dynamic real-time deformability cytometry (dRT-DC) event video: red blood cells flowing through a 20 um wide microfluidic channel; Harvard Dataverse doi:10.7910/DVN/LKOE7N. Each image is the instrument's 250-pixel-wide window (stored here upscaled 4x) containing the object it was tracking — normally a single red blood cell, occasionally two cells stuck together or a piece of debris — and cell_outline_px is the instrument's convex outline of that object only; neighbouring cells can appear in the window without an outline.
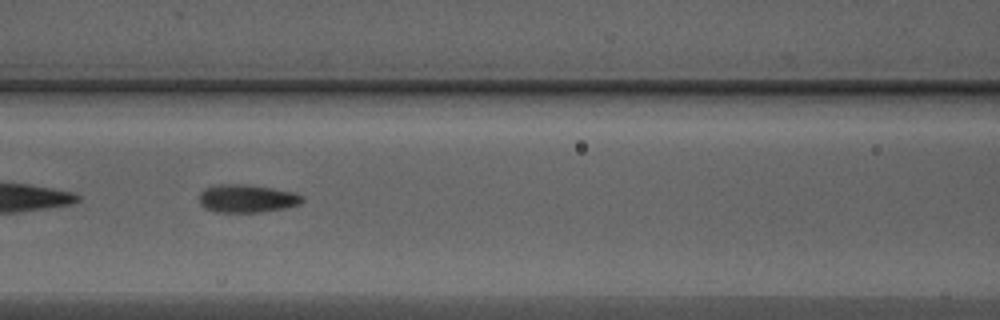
{"species": "Egyptian fruit bat (a non-hibernating species)", "species_latin": "Rousettus aegyptiacus", "temperature_condition": "warm", "stored_images_in_passage": 48, "segment_of_instrument_passage": [2, 2], "camera_frame_rate_fps": 3000, "um_per_image_px": 0.085, "animal": {"sex": "male"}, "frame": {"image": 1, "passage_image": 19, "time_ms": 6.0, "image_size_px": [1000, 320], "cell_outline_px": [[304, 200], [300, 204], [284, 208], [260, 212], [216, 212], [204, 208], [200, 204], [200, 192], [204, 188], [220, 184], [244, 184], [272, 188], [292, 192], [304, 196]], "centroid_in_image_um": [20.98, 16.87], "position_along_channel_um": 145.6, "area_um2": 16.82}}
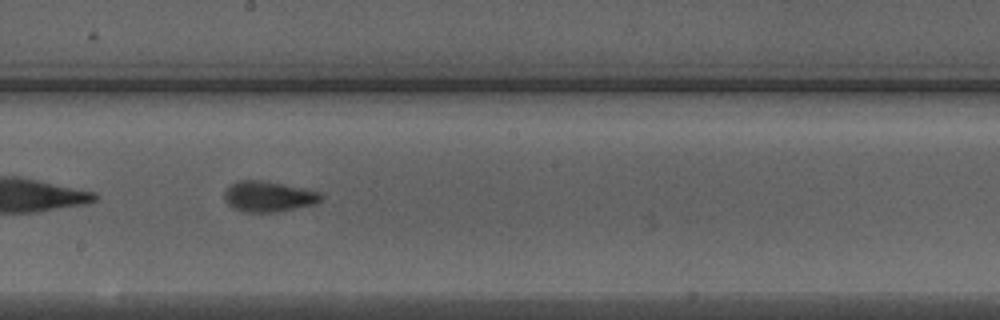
{"frame": {"image": 2, "passage_image": 25, "time_ms": 8.0, "image_size_px": [1000, 320], "cell_outline_px": [[324, 196], [316, 204], [276, 212], [248, 212], [236, 208], [228, 204], [224, 196], [224, 192], [236, 180], [260, 180], [284, 184], [320, 192]], "centroid_in_image_um": [22.85, 16.69], "position_along_channel_um": 225.4, "area_um2": 17.05}}
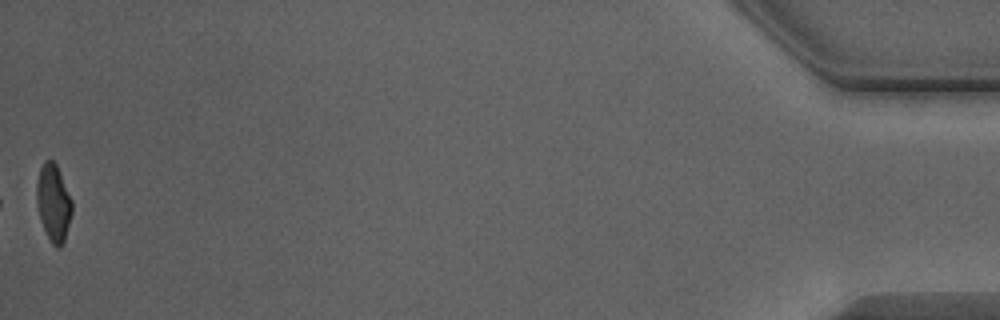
{"frame": {"image": 3, "passage_image": 48, "time_ms": 15.667, "image_size_px": [1000, 320], "cell_outline_px": [[72, 212], [64, 244], [60, 248], [56, 248], [52, 244], [40, 220], [36, 204], [36, 184], [40, 168], [44, 160], [52, 160], [56, 164], [72, 200]], "centroid_in_image_um": [4.54, 17.26], "position_along_channel_um": 430.7, "area_um2": 16.01}}